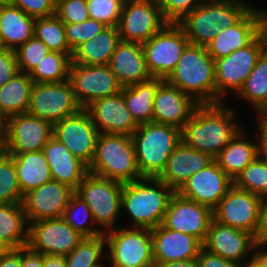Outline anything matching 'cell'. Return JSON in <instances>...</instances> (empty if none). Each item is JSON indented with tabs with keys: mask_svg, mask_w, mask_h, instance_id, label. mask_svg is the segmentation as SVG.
Here are the masks:
<instances>
[{
	"mask_svg": "<svg viewBox=\"0 0 267 267\" xmlns=\"http://www.w3.org/2000/svg\"><path fill=\"white\" fill-rule=\"evenodd\" d=\"M72 54L49 51L29 73L33 83H60L69 80Z\"/></svg>",
	"mask_w": 267,
	"mask_h": 267,
	"instance_id": "37",
	"label": "cell"
},
{
	"mask_svg": "<svg viewBox=\"0 0 267 267\" xmlns=\"http://www.w3.org/2000/svg\"><path fill=\"white\" fill-rule=\"evenodd\" d=\"M165 81L198 104H216L215 60L204 46L188 44Z\"/></svg>",
	"mask_w": 267,
	"mask_h": 267,
	"instance_id": "2",
	"label": "cell"
},
{
	"mask_svg": "<svg viewBox=\"0 0 267 267\" xmlns=\"http://www.w3.org/2000/svg\"><path fill=\"white\" fill-rule=\"evenodd\" d=\"M9 3L34 19L56 14V0H9Z\"/></svg>",
	"mask_w": 267,
	"mask_h": 267,
	"instance_id": "48",
	"label": "cell"
},
{
	"mask_svg": "<svg viewBox=\"0 0 267 267\" xmlns=\"http://www.w3.org/2000/svg\"><path fill=\"white\" fill-rule=\"evenodd\" d=\"M6 50H7V48H6V46L4 45V42H3L2 37L0 36V53L4 52V51H6Z\"/></svg>",
	"mask_w": 267,
	"mask_h": 267,
	"instance_id": "62",
	"label": "cell"
},
{
	"mask_svg": "<svg viewBox=\"0 0 267 267\" xmlns=\"http://www.w3.org/2000/svg\"><path fill=\"white\" fill-rule=\"evenodd\" d=\"M4 132L5 131H0V155L4 152Z\"/></svg>",
	"mask_w": 267,
	"mask_h": 267,
	"instance_id": "60",
	"label": "cell"
},
{
	"mask_svg": "<svg viewBox=\"0 0 267 267\" xmlns=\"http://www.w3.org/2000/svg\"><path fill=\"white\" fill-rule=\"evenodd\" d=\"M34 18L10 3L0 5V36L9 50H16L34 36Z\"/></svg>",
	"mask_w": 267,
	"mask_h": 267,
	"instance_id": "30",
	"label": "cell"
},
{
	"mask_svg": "<svg viewBox=\"0 0 267 267\" xmlns=\"http://www.w3.org/2000/svg\"><path fill=\"white\" fill-rule=\"evenodd\" d=\"M213 217V210L185 199L177 192L171 197L162 225L174 231L194 236L204 242Z\"/></svg>",
	"mask_w": 267,
	"mask_h": 267,
	"instance_id": "19",
	"label": "cell"
},
{
	"mask_svg": "<svg viewBox=\"0 0 267 267\" xmlns=\"http://www.w3.org/2000/svg\"><path fill=\"white\" fill-rule=\"evenodd\" d=\"M206 0H156L164 19L168 23H178L186 14Z\"/></svg>",
	"mask_w": 267,
	"mask_h": 267,
	"instance_id": "47",
	"label": "cell"
},
{
	"mask_svg": "<svg viewBox=\"0 0 267 267\" xmlns=\"http://www.w3.org/2000/svg\"><path fill=\"white\" fill-rule=\"evenodd\" d=\"M22 194L12 155H0V204L22 203Z\"/></svg>",
	"mask_w": 267,
	"mask_h": 267,
	"instance_id": "42",
	"label": "cell"
},
{
	"mask_svg": "<svg viewBox=\"0 0 267 267\" xmlns=\"http://www.w3.org/2000/svg\"><path fill=\"white\" fill-rule=\"evenodd\" d=\"M21 267H43V255L28 246L21 247Z\"/></svg>",
	"mask_w": 267,
	"mask_h": 267,
	"instance_id": "53",
	"label": "cell"
},
{
	"mask_svg": "<svg viewBox=\"0 0 267 267\" xmlns=\"http://www.w3.org/2000/svg\"><path fill=\"white\" fill-rule=\"evenodd\" d=\"M122 186V182L88 172L75 190L90 207L94 222L104 233L115 229L121 212Z\"/></svg>",
	"mask_w": 267,
	"mask_h": 267,
	"instance_id": "9",
	"label": "cell"
},
{
	"mask_svg": "<svg viewBox=\"0 0 267 267\" xmlns=\"http://www.w3.org/2000/svg\"><path fill=\"white\" fill-rule=\"evenodd\" d=\"M88 172L122 183L143 178L137 164L132 137L99 133Z\"/></svg>",
	"mask_w": 267,
	"mask_h": 267,
	"instance_id": "5",
	"label": "cell"
},
{
	"mask_svg": "<svg viewBox=\"0 0 267 267\" xmlns=\"http://www.w3.org/2000/svg\"><path fill=\"white\" fill-rule=\"evenodd\" d=\"M6 117L3 115V113L0 111V131H5L6 127Z\"/></svg>",
	"mask_w": 267,
	"mask_h": 267,
	"instance_id": "59",
	"label": "cell"
},
{
	"mask_svg": "<svg viewBox=\"0 0 267 267\" xmlns=\"http://www.w3.org/2000/svg\"><path fill=\"white\" fill-rule=\"evenodd\" d=\"M125 0H86L89 18L117 27Z\"/></svg>",
	"mask_w": 267,
	"mask_h": 267,
	"instance_id": "44",
	"label": "cell"
},
{
	"mask_svg": "<svg viewBox=\"0 0 267 267\" xmlns=\"http://www.w3.org/2000/svg\"><path fill=\"white\" fill-rule=\"evenodd\" d=\"M198 267H241L242 265L225 260L221 256L212 254L205 249H201L197 256Z\"/></svg>",
	"mask_w": 267,
	"mask_h": 267,
	"instance_id": "50",
	"label": "cell"
},
{
	"mask_svg": "<svg viewBox=\"0 0 267 267\" xmlns=\"http://www.w3.org/2000/svg\"><path fill=\"white\" fill-rule=\"evenodd\" d=\"M199 105L191 96L164 81L153 101V122L182 129Z\"/></svg>",
	"mask_w": 267,
	"mask_h": 267,
	"instance_id": "24",
	"label": "cell"
},
{
	"mask_svg": "<svg viewBox=\"0 0 267 267\" xmlns=\"http://www.w3.org/2000/svg\"><path fill=\"white\" fill-rule=\"evenodd\" d=\"M85 109L99 133L131 136L139 127L125 104L122 92L96 99Z\"/></svg>",
	"mask_w": 267,
	"mask_h": 267,
	"instance_id": "23",
	"label": "cell"
},
{
	"mask_svg": "<svg viewBox=\"0 0 267 267\" xmlns=\"http://www.w3.org/2000/svg\"><path fill=\"white\" fill-rule=\"evenodd\" d=\"M118 28L106 26L98 35L78 46L72 54V63L82 65H109L120 42Z\"/></svg>",
	"mask_w": 267,
	"mask_h": 267,
	"instance_id": "29",
	"label": "cell"
},
{
	"mask_svg": "<svg viewBox=\"0 0 267 267\" xmlns=\"http://www.w3.org/2000/svg\"><path fill=\"white\" fill-rule=\"evenodd\" d=\"M174 194L175 191L159 178L143 177L126 182L122 186L121 210L128 212L133 227L152 229L162 224Z\"/></svg>",
	"mask_w": 267,
	"mask_h": 267,
	"instance_id": "4",
	"label": "cell"
},
{
	"mask_svg": "<svg viewBox=\"0 0 267 267\" xmlns=\"http://www.w3.org/2000/svg\"><path fill=\"white\" fill-rule=\"evenodd\" d=\"M111 267H150L154 265L151 229L120 227L104 233Z\"/></svg>",
	"mask_w": 267,
	"mask_h": 267,
	"instance_id": "8",
	"label": "cell"
},
{
	"mask_svg": "<svg viewBox=\"0 0 267 267\" xmlns=\"http://www.w3.org/2000/svg\"><path fill=\"white\" fill-rule=\"evenodd\" d=\"M254 240L256 244L267 245V198H263L260 207L259 223L254 234Z\"/></svg>",
	"mask_w": 267,
	"mask_h": 267,
	"instance_id": "52",
	"label": "cell"
},
{
	"mask_svg": "<svg viewBox=\"0 0 267 267\" xmlns=\"http://www.w3.org/2000/svg\"><path fill=\"white\" fill-rule=\"evenodd\" d=\"M34 36L50 51L73 54L67 43L65 26L56 15L37 18L34 23Z\"/></svg>",
	"mask_w": 267,
	"mask_h": 267,
	"instance_id": "40",
	"label": "cell"
},
{
	"mask_svg": "<svg viewBox=\"0 0 267 267\" xmlns=\"http://www.w3.org/2000/svg\"><path fill=\"white\" fill-rule=\"evenodd\" d=\"M75 193L71 187L50 181L24 194L22 205L28 223L41 219L62 218L64 210Z\"/></svg>",
	"mask_w": 267,
	"mask_h": 267,
	"instance_id": "21",
	"label": "cell"
},
{
	"mask_svg": "<svg viewBox=\"0 0 267 267\" xmlns=\"http://www.w3.org/2000/svg\"><path fill=\"white\" fill-rule=\"evenodd\" d=\"M163 78L151 77L146 81L122 88L123 99L138 124L153 122V101Z\"/></svg>",
	"mask_w": 267,
	"mask_h": 267,
	"instance_id": "32",
	"label": "cell"
},
{
	"mask_svg": "<svg viewBox=\"0 0 267 267\" xmlns=\"http://www.w3.org/2000/svg\"><path fill=\"white\" fill-rule=\"evenodd\" d=\"M242 129L214 159L233 181L257 157V143L247 140Z\"/></svg>",
	"mask_w": 267,
	"mask_h": 267,
	"instance_id": "33",
	"label": "cell"
},
{
	"mask_svg": "<svg viewBox=\"0 0 267 267\" xmlns=\"http://www.w3.org/2000/svg\"><path fill=\"white\" fill-rule=\"evenodd\" d=\"M157 267H198L197 259L159 263Z\"/></svg>",
	"mask_w": 267,
	"mask_h": 267,
	"instance_id": "57",
	"label": "cell"
},
{
	"mask_svg": "<svg viewBox=\"0 0 267 267\" xmlns=\"http://www.w3.org/2000/svg\"><path fill=\"white\" fill-rule=\"evenodd\" d=\"M53 125L29 113H21L6 119L4 151L25 153L41 151L50 140Z\"/></svg>",
	"mask_w": 267,
	"mask_h": 267,
	"instance_id": "14",
	"label": "cell"
},
{
	"mask_svg": "<svg viewBox=\"0 0 267 267\" xmlns=\"http://www.w3.org/2000/svg\"><path fill=\"white\" fill-rule=\"evenodd\" d=\"M42 151L50 166L52 179L76 190L88 173V166L53 136Z\"/></svg>",
	"mask_w": 267,
	"mask_h": 267,
	"instance_id": "27",
	"label": "cell"
},
{
	"mask_svg": "<svg viewBox=\"0 0 267 267\" xmlns=\"http://www.w3.org/2000/svg\"><path fill=\"white\" fill-rule=\"evenodd\" d=\"M49 48L35 36L15 50L19 72L29 74L48 54Z\"/></svg>",
	"mask_w": 267,
	"mask_h": 267,
	"instance_id": "43",
	"label": "cell"
},
{
	"mask_svg": "<svg viewBox=\"0 0 267 267\" xmlns=\"http://www.w3.org/2000/svg\"><path fill=\"white\" fill-rule=\"evenodd\" d=\"M233 185L234 181L213 160L191 176L177 193L214 210Z\"/></svg>",
	"mask_w": 267,
	"mask_h": 267,
	"instance_id": "20",
	"label": "cell"
},
{
	"mask_svg": "<svg viewBox=\"0 0 267 267\" xmlns=\"http://www.w3.org/2000/svg\"><path fill=\"white\" fill-rule=\"evenodd\" d=\"M242 190L267 198V163L256 157L234 180Z\"/></svg>",
	"mask_w": 267,
	"mask_h": 267,
	"instance_id": "41",
	"label": "cell"
},
{
	"mask_svg": "<svg viewBox=\"0 0 267 267\" xmlns=\"http://www.w3.org/2000/svg\"><path fill=\"white\" fill-rule=\"evenodd\" d=\"M154 264L196 259L203 243L182 232L165 228L162 224L151 229Z\"/></svg>",
	"mask_w": 267,
	"mask_h": 267,
	"instance_id": "25",
	"label": "cell"
},
{
	"mask_svg": "<svg viewBox=\"0 0 267 267\" xmlns=\"http://www.w3.org/2000/svg\"><path fill=\"white\" fill-rule=\"evenodd\" d=\"M255 244L253 234L220 224L213 219L203 242V249L243 265L247 258L250 259L249 256H253Z\"/></svg>",
	"mask_w": 267,
	"mask_h": 267,
	"instance_id": "22",
	"label": "cell"
},
{
	"mask_svg": "<svg viewBox=\"0 0 267 267\" xmlns=\"http://www.w3.org/2000/svg\"><path fill=\"white\" fill-rule=\"evenodd\" d=\"M43 267H67L64 256L61 255H43Z\"/></svg>",
	"mask_w": 267,
	"mask_h": 267,
	"instance_id": "55",
	"label": "cell"
},
{
	"mask_svg": "<svg viewBox=\"0 0 267 267\" xmlns=\"http://www.w3.org/2000/svg\"><path fill=\"white\" fill-rule=\"evenodd\" d=\"M0 267H21V247L8 249L0 256Z\"/></svg>",
	"mask_w": 267,
	"mask_h": 267,
	"instance_id": "54",
	"label": "cell"
},
{
	"mask_svg": "<svg viewBox=\"0 0 267 267\" xmlns=\"http://www.w3.org/2000/svg\"><path fill=\"white\" fill-rule=\"evenodd\" d=\"M95 267H107L106 265L104 266L102 263L100 265H97Z\"/></svg>",
	"mask_w": 267,
	"mask_h": 267,
	"instance_id": "64",
	"label": "cell"
},
{
	"mask_svg": "<svg viewBox=\"0 0 267 267\" xmlns=\"http://www.w3.org/2000/svg\"><path fill=\"white\" fill-rule=\"evenodd\" d=\"M257 157L267 163V114H259Z\"/></svg>",
	"mask_w": 267,
	"mask_h": 267,
	"instance_id": "51",
	"label": "cell"
},
{
	"mask_svg": "<svg viewBox=\"0 0 267 267\" xmlns=\"http://www.w3.org/2000/svg\"><path fill=\"white\" fill-rule=\"evenodd\" d=\"M213 160L208 154L195 150L181 141L173 149L164 171L158 178L177 192L191 176Z\"/></svg>",
	"mask_w": 267,
	"mask_h": 267,
	"instance_id": "26",
	"label": "cell"
},
{
	"mask_svg": "<svg viewBox=\"0 0 267 267\" xmlns=\"http://www.w3.org/2000/svg\"><path fill=\"white\" fill-rule=\"evenodd\" d=\"M241 267H261V265L253 258L251 257L249 261L245 262Z\"/></svg>",
	"mask_w": 267,
	"mask_h": 267,
	"instance_id": "58",
	"label": "cell"
},
{
	"mask_svg": "<svg viewBox=\"0 0 267 267\" xmlns=\"http://www.w3.org/2000/svg\"><path fill=\"white\" fill-rule=\"evenodd\" d=\"M253 105L256 113L267 114V49L258 58L243 87L236 94Z\"/></svg>",
	"mask_w": 267,
	"mask_h": 267,
	"instance_id": "36",
	"label": "cell"
},
{
	"mask_svg": "<svg viewBox=\"0 0 267 267\" xmlns=\"http://www.w3.org/2000/svg\"><path fill=\"white\" fill-rule=\"evenodd\" d=\"M28 227L27 246L42 255L66 256L83 238L62 218L41 219Z\"/></svg>",
	"mask_w": 267,
	"mask_h": 267,
	"instance_id": "17",
	"label": "cell"
},
{
	"mask_svg": "<svg viewBox=\"0 0 267 267\" xmlns=\"http://www.w3.org/2000/svg\"><path fill=\"white\" fill-rule=\"evenodd\" d=\"M81 109L70 81L67 80L60 83H34L27 113L53 125Z\"/></svg>",
	"mask_w": 267,
	"mask_h": 267,
	"instance_id": "11",
	"label": "cell"
},
{
	"mask_svg": "<svg viewBox=\"0 0 267 267\" xmlns=\"http://www.w3.org/2000/svg\"><path fill=\"white\" fill-rule=\"evenodd\" d=\"M188 44V38L177 23H167L149 40L142 43L150 75L166 79L177 66Z\"/></svg>",
	"mask_w": 267,
	"mask_h": 267,
	"instance_id": "10",
	"label": "cell"
},
{
	"mask_svg": "<svg viewBox=\"0 0 267 267\" xmlns=\"http://www.w3.org/2000/svg\"><path fill=\"white\" fill-rule=\"evenodd\" d=\"M19 72L14 50L0 53V87L10 81Z\"/></svg>",
	"mask_w": 267,
	"mask_h": 267,
	"instance_id": "49",
	"label": "cell"
},
{
	"mask_svg": "<svg viewBox=\"0 0 267 267\" xmlns=\"http://www.w3.org/2000/svg\"><path fill=\"white\" fill-rule=\"evenodd\" d=\"M167 23L156 0H125L117 28L121 41L142 44Z\"/></svg>",
	"mask_w": 267,
	"mask_h": 267,
	"instance_id": "12",
	"label": "cell"
},
{
	"mask_svg": "<svg viewBox=\"0 0 267 267\" xmlns=\"http://www.w3.org/2000/svg\"><path fill=\"white\" fill-rule=\"evenodd\" d=\"M33 84L29 74L18 72L0 87V111L6 118L27 113Z\"/></svg>",
	"mask_w": 267,
	"mask_h": 267,
	"instance_id": "35",
	"label": "cell"
},
{
	"mask_svg": "<svg viewBox=\"0 0 267 267\" xmlns=\"http://www.w3.org/2000/svg\"><path fill=\"white\" fill-rule=\"evenodd\" d=\"M106 237L100 234L93 237H83L78 245L65 257L67 267H95L106 258ZM104 255V256H103ZM100 260V261H99Z\"/></svg>",
	"mask_w": 267,
	"mask_h": 267,
	"instance_id": "38",
	"label": "cell"
},
{
	"mask_svg": "<svg viewBox=\"0 0 267 267\" xmlns=\"http://www.w3.org/2000/svg\"><path fill=\"white\" fill-rule=\"evenodd\" d=\"M266 49L267 27L248 46L215 60L216 104L225 102L229 89L235 95L240 91Z\"/></svg>",
	"mask_w": 267,
	"mask_h": 267,
	"instance_id": "7",
	"label": "cell"
},
{
	"mask_svg": "<svg viewBox=\"0 0 267 267\" xmlns=\"http://www.w3.org/2000/svg\"><path fill=\"white\" fill-rule=\"evenodd\" d=\"M63 24H80L89 19L86 0H56V14Z\"/></svg>",
	"mask_w": 267,
	"mask_h": 267,
	"instance_id": "46",
	"label": "cell"
},
{
	"mask_svg": "<svg viewBox=\"0 0 267 267\" xmlns=\"http://www.w3.org/2000/svg\"><path fill=\"white\" fill-rule=\"evenodd\" d=\"M27 225L22 203L0 204V241L9 249L27 246Z\"/></svg>",
	"mask_w": 267,
	"mask_h": 267,
	"instance_id": "34",
	"label": "cell"
},
{
	"mask_svg": "<svg viewBox=\"0 0 267 267\" xmlns=\"http://www.w3.org/2000/svg\"><path fill=\"white\" fill-rule=\"evenodd\" d=\"M266 27L267 10L253 6L236 24L219 31L206 48L217 60L248 46Z\"/></svg>",
	"mask_w": 267,
	"mask_h": 267,
	"instance_id": "18",
	"label": "cell"
},
{
	"mask_svg": "<svg viewBox=\"0 0 267 267\" xmlns=\"http://www.w3.org/2000/svg\"><path fill=\"white\" fill-rule=\"evenodd\" d=\"M225 102L199 105L181 129V141L215 159L242 125Z\"/></svg>",
	"mask_w": 267,
	"mask_h": 267,
	"instance_id": "1",
	"label": "cell"
},
{
	"mask_svg": "<svg viewBox=\"0 0 267 267\" xmlns=\"http://www.w3.org/2000/svg\"><path fill=\"white\" fill-rule=\"evenodd\" d=\"M263 198L233 185L213 210L220 224L255 234Z\"/></svg>",
	"mask_w": 267,
	"mask_h": 267,
	"instance_id": "15",
	"label": "cell"
},
{
	"mask_svg": "<svg viewBox=\"0 0 267 267\" xmlns=\"http://www.w3.org/2000/svg\"><path fill=\"white\" fill-rule=\"evenodd\" d=\"M131 137L142 177L158 178L173 149L181 142V129L149 122L139 124Z\"/></svg>",
	"mask_w": 267,
	"mask_h": 267,
	"instance_id": "6",
	"label": "cell"
},
{
	"mask_svg": "<svg viewBox=\"0 0 267 267\" xmlns=\"http://www.w3.org/2000/svg\"><path fill=\"white\" fill-rule=\"evenodd\" d=\"M64 26L67 43L72 52L82 43L93 39L106 27L102 22L90 18L80 24L72 23Z\"/></svg>",
	"mask_w": 267,
	"mask_h": 267,
	"instance_id": "45",
	"label": "cell"
},
{
	"mask_svg": "<svg viewBox=\"0 0 267 267\" xmlns=\"http://www.w3.org/2000/svg\"><path fill=\"white\" fill-rule=\"evenodd\" d=\"M69 81L77 102L84 109L94 100L118 94L123 88L109 65L71 62Z\"/></svg>",
	"mask_w": 267,
	"mask_h": 267,
	"instance_id": "13",
	"label": "cell"
},
{
	"mask_svg": "<svg viewBox=\"0 0 267 267\" xmlns=\"http://www.w3.org/2000/svg\"><path fill=\"white\" fill-rule=\"evenodd\" d=\"M9 3V0H0V5L2 4H8Z\"/></svg>",
	"mask_w": 267,
	"mask_h": 267,
	"instance_id": "63",
	"label": "cell"
},
{
	"mask_svg": "<svg viewBox=\"0 0 267 267\" xmlns=\"http://www.w3.org/2000/svg\"><path fill=\"white\" fill-rule=\"evenodd\" d=\"M8 154L13 157L16 175L23 195L29 190L53 180L50 166L42 150Z\"/></svg>",
	"mask_w": 267,
	"mask_h": 267,
	"instance_id": "31",
	"label": "cell"
},
{
	"mask_svg": "<svg viewBox=\"0 0 267 267\" xmlns=\"http://www.w3.org/2000/svg\"><path fill=\"white\" fill-rule=\"evenodd\" d=\"M99 132L84 108L53 124L52 136L87 166L94 158Z\"/></svg>",
	"mask_w": 267,
	"mask_h": 267,
	"instance_id": "16",
	"label": "cell"
},
{
	"mask_svg": "<svg viewBox=\"0 0 267 267\" xmlns=\"http://www.w3.org/2000/svg\"><path fill=\"white\" fill-rule=\"evenodd\" d=\"M109 67L123 87L152 77L147 69L142 44L137 42L120 41L111 57Z\"/></svg>",
	"mask_w": 267,
	"mask_h": 267,
	"instance_id": "28",
	"label": "cell"
},
{
	"mask_svg": "<svg viewBox=\"0 0 267 267\" xmlns=\"http://www.w3.org/2000/svg\"><path fill=\"white\" fill-rule=\"evenodd\" d=\"M252 7L243 0H206L177 24L190 44L207 47L219 31L236 24Z\"/></svg>",
	"mask_w": 267,
	"mask_h": 267,
	"instance_id": "3",
	"label": "cell"
},
{
	"mask_svg": "<svg viewBox=\"0 0 267 267\" xmlns=\"http://www.w3.org/2000/svg\"><path fill=\"white\" fill-rule=\"evenodd\" d=\"M9 248L3 243L0 241V256L2 254H4Z\"/></svg>",
	"mask_w": 267,
	"mask_h": 267,
	"instance_id": "61",
	"label": "cell"
},
{
	"mask_svg": "<svg viewBox=\"0 0 267 267\" xmlns=\"http://www.w3.org/2000/svg\"><path fill=\"white\" fill-rule=\"evenodd\" d=\"M62 219L83 237L104 234L101 229L96 228V225H94L96 223L94 222L90 207L76 193L71 196Z\"/></svg>",
	"mask_w": 267,
	"mask_h": 267,
	"instance_id": "39",
	"label": "cell"
},
{
	"mask_svg": "<svg viewBox=\"0 0 267 267\" xmlns=\"http://www.w3.org/2000/svg\"><path fill=\"white\" fill-rule=\"evenodd\" d=\"M267 245L255 244L253 250V258L261 265V267H267ZM265 247V248H264Z\"/></svg>",
	"mask_w": 267,
	"mask_h": 267,
	"instance_id": "56",
	"label": "cell"
}]
</instances>
